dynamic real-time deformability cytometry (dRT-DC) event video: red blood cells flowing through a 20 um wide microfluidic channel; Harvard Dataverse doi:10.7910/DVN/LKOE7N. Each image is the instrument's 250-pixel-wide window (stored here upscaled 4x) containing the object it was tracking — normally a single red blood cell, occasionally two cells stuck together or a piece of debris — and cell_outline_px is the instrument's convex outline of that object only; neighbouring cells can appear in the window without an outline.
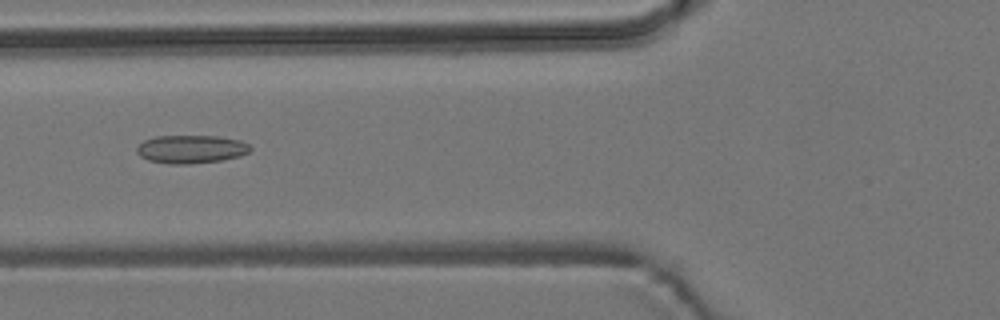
{"species": "common noctule bat (a hibernating species)", "species_latin": "Nyctalus noctula", "temperature_condition": "room temperature", "stored_images_in_passage": 7, "camera_frame_rate_fps": 3000, "um_per_image_px": 0.085, "animal": {"sex": "male", "body_mass_g": 19.2, "forearm_length_mm": 51.8}, "frame": {"image": 1, "passage_image": 6, "time_ms": 6.0, "image_size_px": [1000, 320], "cell_outline_px": [[252, 148], [248, 152], [240, 156], [220, 160], [188, 164], [168, 164], [148, 160], [140, 156], [136, 152], [136, 148], [144, 140], [156, 136], [220, 136], [240, 140], [248, 144]], "centroid_in_image_um": [16.23, 12.67], "position_along_channel_um": 109.6, "area_um2": 18.67}}
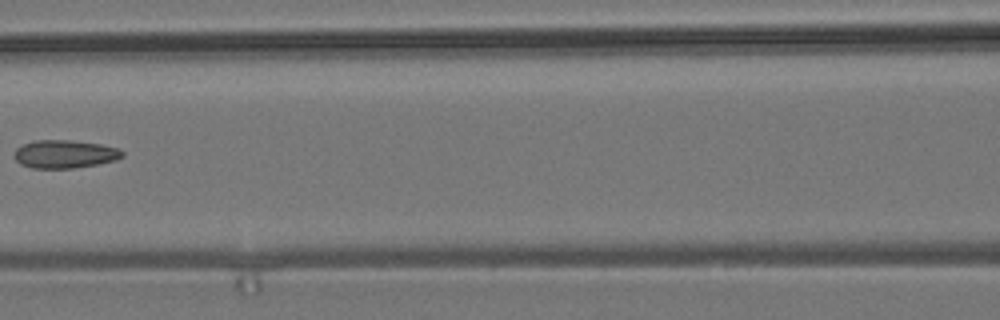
{"frame": {"image": 2, "passage_image": 7, "time_ms": 7.333, "image_size_px": [1000, 320], "cell_outline_px": [[124, 156], [116, 160], [96, 164], [72, 168], [32, 168], [20, 164], [16, 160], [16, 148], [24, 144], [36, 140], [72, 140], [100, 144], [120, 148], [124, 152]], "centroid_in_image_um": [5.54, 13.09], "position_along_channel_um": 161.1, "area_um2": 17.63}}